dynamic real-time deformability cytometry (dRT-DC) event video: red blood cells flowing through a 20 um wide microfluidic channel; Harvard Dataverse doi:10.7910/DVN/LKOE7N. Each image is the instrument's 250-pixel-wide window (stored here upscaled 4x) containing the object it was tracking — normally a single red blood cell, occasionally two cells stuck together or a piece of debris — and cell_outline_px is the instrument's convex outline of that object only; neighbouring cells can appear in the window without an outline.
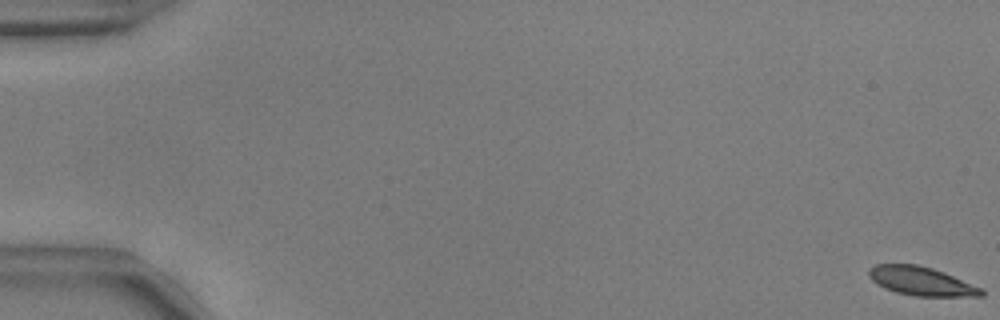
{"species": "common noctule bat (a hibernating species)", "species_latin": "Nyctalus noctula", "temperature_condition": "warm", "stored_images_in_passage": 57, "camera_frame_rate_fps": 3000, "um_per_image_px": 0.085, "animal": {"sex": "male", "body_mass_g": 17.9, "forearm_length_mm": 54.2}, "frame": {"image": 1, "passage_image": 1, "time_ms": 0.0, "image_size_px": [1000, 320], "cell_outline_px": [[984, 296], [916, 296], [896, 292], [884, 288], [876, 284], [868, 276], [868, 268], [876, 264], [916, 264], [932, 268], [944, 272], [984, 288]], "centroid_in_image_um": [78.31, 23.89], "position_along_channel_um": 6.7, "area_um2": 19.02}}
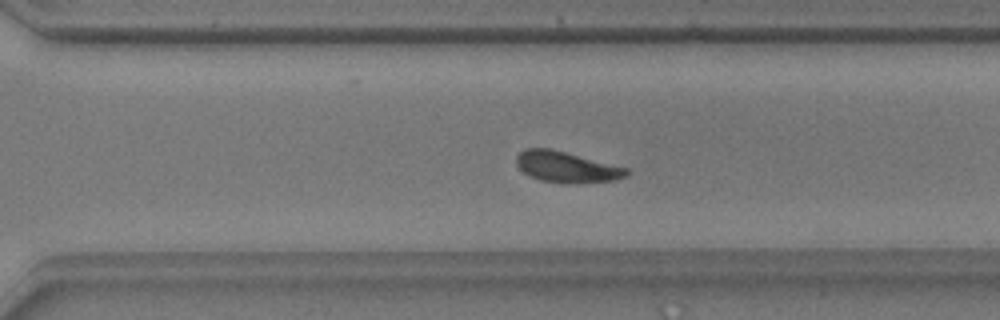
{"frame": {"image": 2, "passage_image": 40, "time_ms": 13.0, "image_size_px": [1000, 320], "cell_outline_px": [[632, 172], [628, 176], [616, 180], [540, 180], [524, 172], [516, 164], [516, 156], [524, 148], [548, 148], [628, 168]], "centroid_in_image_um": [48.15, 14.13], "position_along_channel_um": 322.5, "area_um2": 18.67}}
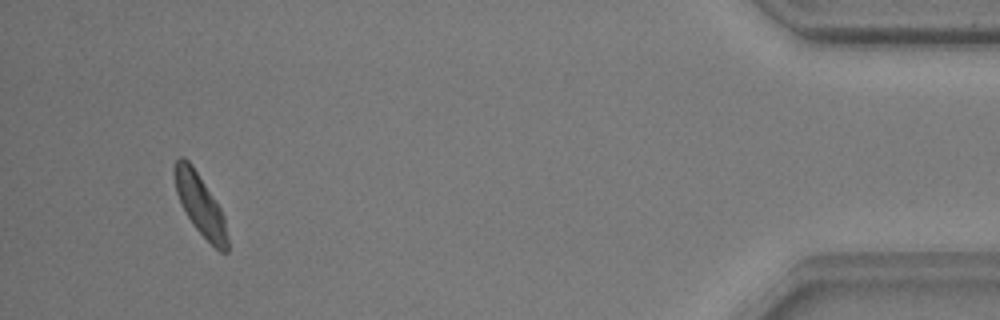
{"frame": {"image": 3, "passage_image": 53, "time_ms": 17.333, "image_size_px": [1000, 320], "cell_outline_px": [[228, 252], [220, 252], [196, 228], [188, 216], [176, 192], [172, 172], [172, 168], [176, 160], [180, 156], [184, 156], [192, 164], [220, 208], [224, 216], [228, 236]], "centroid_in_image_um": [17.0, 17.35], "position_along_channel_um": 418.2, "area_um2": 18.61}, "authors_computed_cell_mechanics": {"area_um2": 19.941, "velocity_mm_per_s": 3.7096, "shape_relaxation_time_tau1_ms": 2.7977, "shape_relaxation_time_tau2_ms": 2.4087, "deformation_change_tau1": 0.0845, "deformation_change_tau2": 0.0562}}